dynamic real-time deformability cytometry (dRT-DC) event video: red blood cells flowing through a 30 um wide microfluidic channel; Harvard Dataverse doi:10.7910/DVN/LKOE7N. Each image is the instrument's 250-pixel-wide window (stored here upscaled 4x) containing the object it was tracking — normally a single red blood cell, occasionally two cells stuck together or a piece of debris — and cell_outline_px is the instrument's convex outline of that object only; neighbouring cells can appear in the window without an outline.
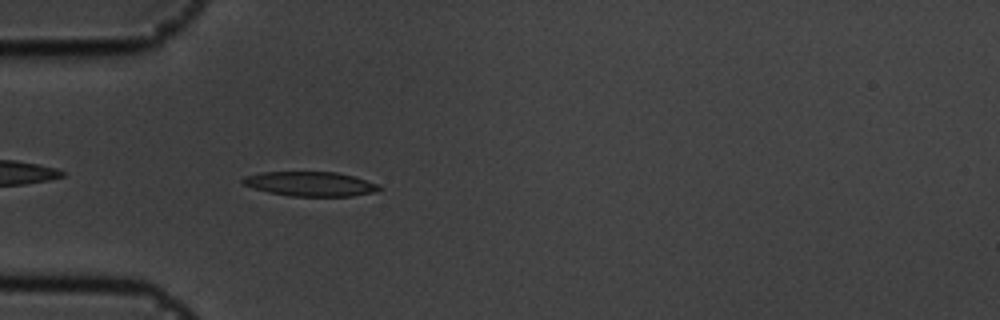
{"species": "common noctule bat (a hibernating species)", "species_latin": "Nyctalus noctula", "temperature_condition": "cold", "stored_images_in_passage": 43, "camera_frame_rate_fps": 3000, "um_per_image_px": 0.085, "animal": {"sex": "male", "body_mass_g": 19.5, "forearm_length_mm": 54.6}, "frame": {"image": 1, "passage_image": 4, "time_ms": 1.0, "image_size_px": [1000, 320], "cell_outline_px": [[384, 188], [376, 192], [352, 196], [288, 196], [268, 192], [244, 184], [240, 180], [244, 176], [260, 172], [336, 172], [352, 176], [380, 184]], "centroid_in_image_um": [26.41, 15.63], "position_along_channel_um": 58.6, "area_um2": 19.54}}
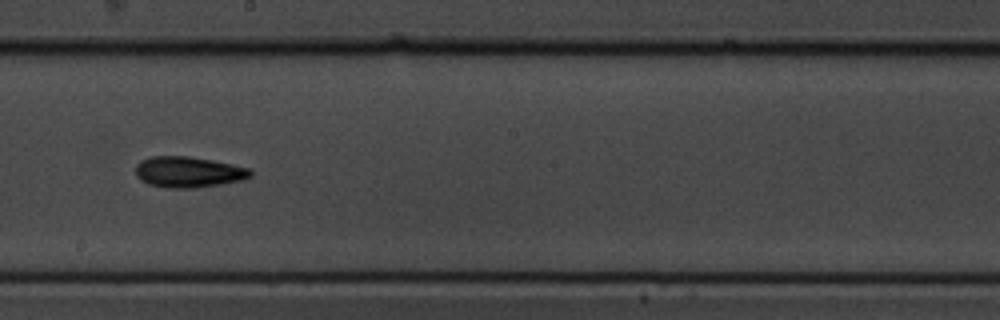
{"frame": {"image": 2, "passage_image": 19, "time_ms": 6.0, "image_size_px": [1000, 320], "cell_outline_px": [[252, 176], [240, 180], [220, 184], [196, 188], [168, 188], [148, 184], [140, 180], [136, 176], [136, 164], [140, 160], [152, 156], [188, 156], [212, 160], [232, 164], [248, 168], [252, 172]], "centroid_in_image_um": [15.97, 14.62], "position_along_channel_um": 232.2, "area_um2": 20.69}}
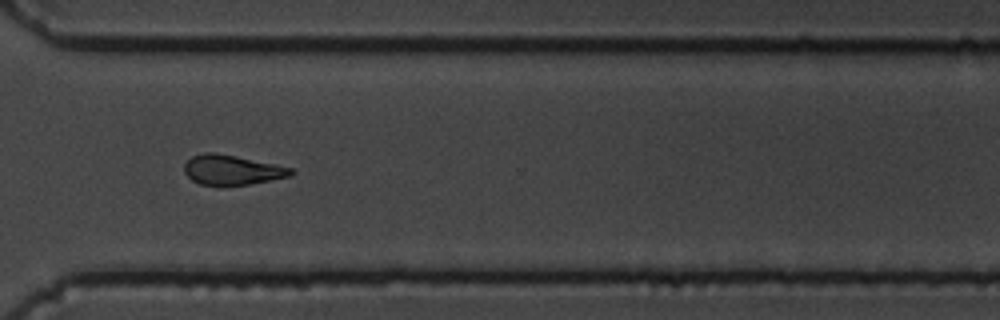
{"frame": {"image": 3, "passage_image": 29, "time_ms": 9.333, "image_size_px": [1000, 320], "cell_outline_px": [[296, 172], [288, 176], [248, 184], [200, 184], [192, 180], [184, 172], [184, 164], [192, 156], [204, 152], [212, 152], [236, 156], [276, 164], [292, 168]], "centroid_in_image_um": [19.7, 14.42], "position_along_channel_um": 350.9, "area_um2": 18.15}, "authors_computed_cell_mechanics": {"area_um2": 18.9584, "velocity_mm_per_s": 3.5626, "shape_relaxation_time_tau1_ms": 3.4604, "shape_relaxation_time_tau2_ms": null, "deformation_change_tau1": 0.1233, "deformation_change_tau2": null}}